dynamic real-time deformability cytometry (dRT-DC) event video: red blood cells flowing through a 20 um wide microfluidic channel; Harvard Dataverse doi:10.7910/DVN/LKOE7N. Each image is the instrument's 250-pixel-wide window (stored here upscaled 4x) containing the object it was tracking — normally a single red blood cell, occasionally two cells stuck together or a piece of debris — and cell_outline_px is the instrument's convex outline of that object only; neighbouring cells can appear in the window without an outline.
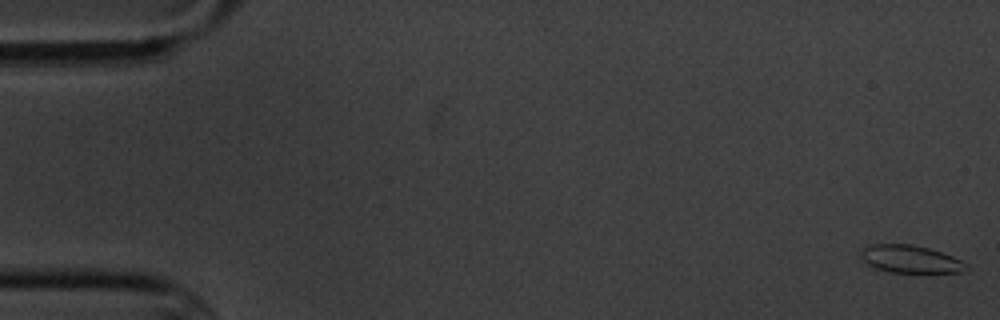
{"species": "common noctule bat (a hibernating species)", "species_latin": "Nyctalus noctula", "temperature_condition": "cold", "stored_images_in_passage": 5, "camera_frame_rate_fps": 3000, "um_per_image_px": 0.085, "animal": {"sex": "male", "body_mass_g": 20.1, "forearm_length_mm": 53.5}, "frame": {"image": 1, "passage_image": 1, "time_ms": 0.0, "image_size_px": [1000, 320], "cell_outline_px": [[968, 268], [960, 272], [892, 272], [876, 268], [868, 264], [860, 256], [860, 248], [872, 244], [912, 244], [928, 248], [952, 256], [968, 264]], "centroid_in_image_um": [77.35, 22.01], "position_along_channel_um": 7.6, "area_um2": 16.82}}
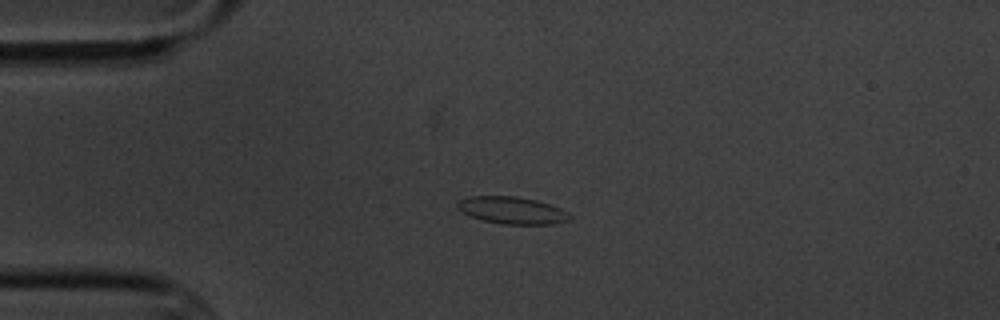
{"frame": {"image": 2, "passage_image": 4, "time_ms": 4.333, "image_size_px": [1000, 320], "cell_outline_px": [[572, 220], [552, 224], [504, 224], [484, 220], [472, 216], [456, 208], [456, 204], [460, 200], [468, 196], [516, 196], [536, 200], [560, 208], [568, 212], [572, 216]], "centroid_in_image_um": [43.56, 17.87], "position_along_channel_um": 41.4, "area_um2": 17.69}}